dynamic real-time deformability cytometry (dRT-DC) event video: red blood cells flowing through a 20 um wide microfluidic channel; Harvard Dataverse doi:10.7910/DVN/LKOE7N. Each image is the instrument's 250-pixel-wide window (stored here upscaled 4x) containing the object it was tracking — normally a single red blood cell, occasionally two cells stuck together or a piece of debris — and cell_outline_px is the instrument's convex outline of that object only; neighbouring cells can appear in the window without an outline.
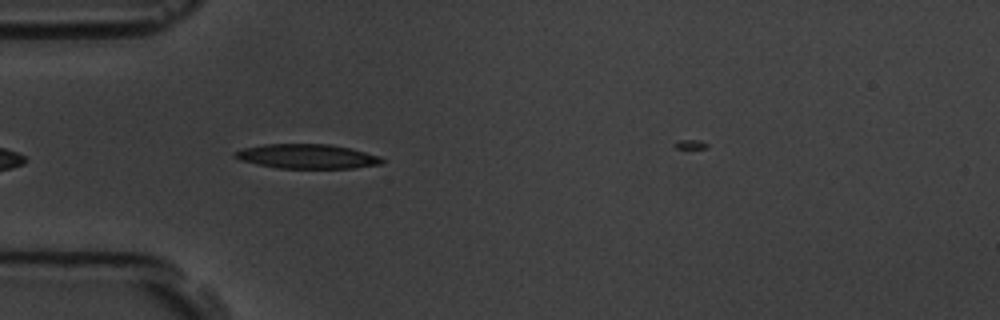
{"species": "common noctule bat (a hibernating species)", "species_latin": "Nyctalus noctula", "temperature_condition": "room temperature", "stored_images_in_passage": 3, "camera_frame_rate_fps": 3000, "um_per_image_px": 0.085, "animal": {"sex": "male", "body_mass_g": 19.5, "forearm_length_mm": 54.6}, "frame": {"image": 1, "passage_image": 2, "time_ms": 0.333, "image_size_px": [1000, 320], "cell_outline_px": [[384, 160], [380, 164], [352, 168], [276, 168], [240, 160], [232, 156], [236, 152], [244, 148], [264, 144], [332, 144], [352, 148], [380, 156]], "centroid_in_image_um": [26.12, 13.28], "position_along_channel_um": 58.9, "area_um2": 20.92}}